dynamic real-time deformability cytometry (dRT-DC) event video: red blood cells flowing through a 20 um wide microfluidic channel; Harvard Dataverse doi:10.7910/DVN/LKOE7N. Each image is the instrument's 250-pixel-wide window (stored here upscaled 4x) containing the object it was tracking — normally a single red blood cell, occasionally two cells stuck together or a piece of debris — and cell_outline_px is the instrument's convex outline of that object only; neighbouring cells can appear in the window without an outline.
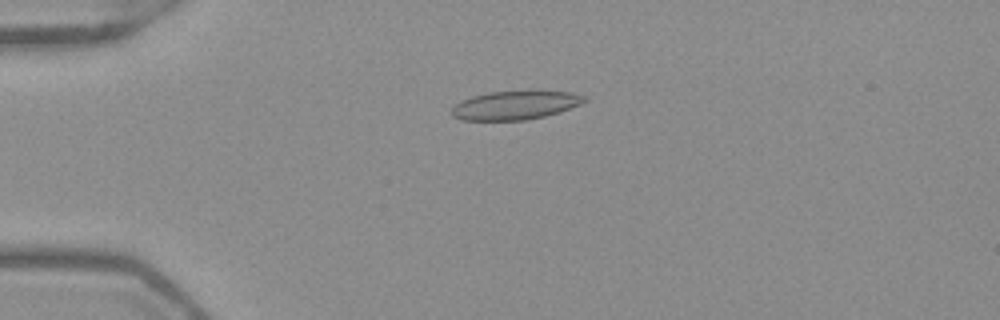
{"species": "Egyptian fruit bat (a non-hibernating species)", "species_latin": "Rousettus aegyptiacus", "temperature_condition": "warm", "stored_images_in_passage": 52, "camera_frame_rate_fps": 3000, "um_per_image_px": 0.085, "frame": {"image": 1, "passage_image": 13, "time_ms": 4.0, "image_size_px": [1000, 320], "cell_outline_px": [[588, 100], [580, 104], [560, 112], [544, 116], [524, 120], [460, 120], [452, 116], [452, 108], [460, 100], [472, 96], [488, 92], [528, 88], [536, 88], [572, 92], [588, 96]], "centroid_in_image_um": [43.86, 8.88], "position_along_channel_um": 41.1, "area_um2": 23.29}}
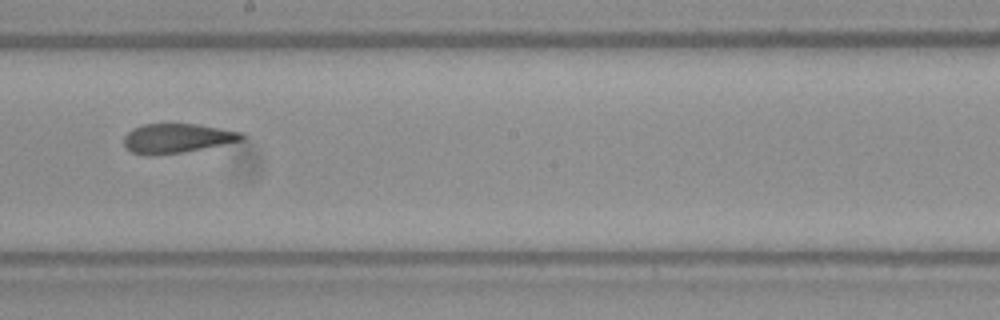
{"frame": {"image": 2, "passage_image": 30, "time_ms": 9.667, "image_size_px": [1000, 320], "cell_outline_px": [[244, 140], [184, 152], [152, 156], [144, 156], [132, 152], [124, 144], [124, 136], [132, 128], [144, 124], [196, 124], [244, 132]], "centroid_in_image_um": [15.04, 11.76], "position_along_channel_um": 233.2, "area_um2": 20.29}}
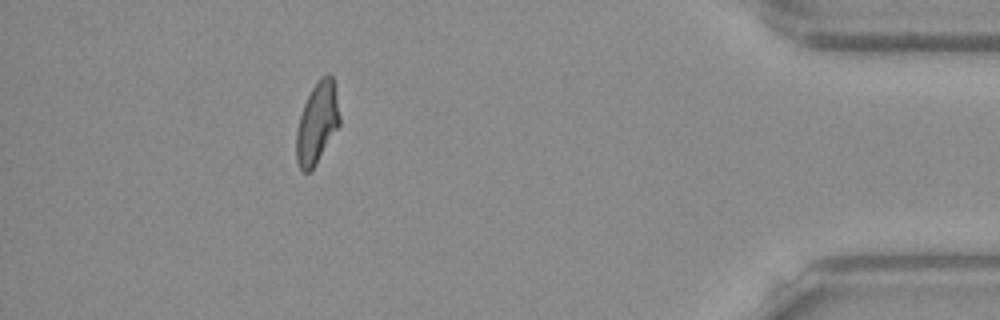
{"frame": {"image": 3, "passage_image": 47, "time_ms": 15.333, "image_size_px": [1000, 320], "cell_outline_px": [[340, 124], [316, 164], [308, 172], [304, 172], [300, 168], [296, 160], [296, 132], [300, 116], [304, 104], [312, 88], [320, 76], [328, 72], [332, 76], [340, 116]], "centroid_in_image_um": [26.95, 10.44], "position_along_channel_um": 408.3, "area_um2": 20.29}, "authors_computed_cell_mechanics": {"area_um2": 21.1548, "velocity_mm_per_s": 3.9402, "shape_relaxation_time_tau1_ms": null, "shape_relaxation_time_tau2_ms": 1.7525, "deformation_change_tau1": null, "deformation_change_tau2": 0.0904}}